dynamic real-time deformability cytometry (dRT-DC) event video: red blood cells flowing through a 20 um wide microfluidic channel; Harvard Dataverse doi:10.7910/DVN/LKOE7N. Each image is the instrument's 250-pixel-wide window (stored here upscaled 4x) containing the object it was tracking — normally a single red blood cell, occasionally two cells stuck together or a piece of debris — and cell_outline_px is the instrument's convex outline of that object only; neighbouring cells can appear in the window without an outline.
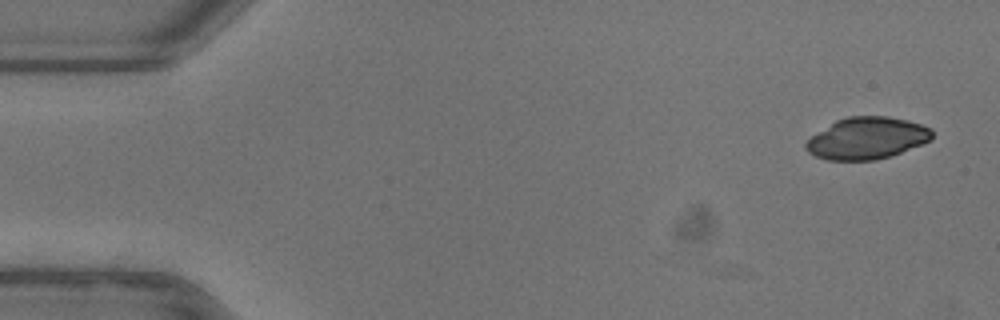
{"species": "common noctule bat (a hibernating species)", "species_latin": "Nyctalus noctula", "temperature_condition": "warm", "stored_images_in_passage": 10, "camera_frame_rate_fps": 3000, "um_per_image_px": 0.085, "animal": {"sex": "female"}, "frame": {"image": 1, "passage_image": 1, "time_ms": 0.0, "image_size_px": [1000, 320], "cell_outline_px": [[932, 140], [900, 152], [876, 160], [828, 160], [816, 156], [808, 152], [804, 148], [804, 144], [812, 136], [836, 120], [848, 116], [888, 116], [908, 120], [932, 128]], "centroid_in_image_um": [73.69, 11.74], "position_along_channel_um": 11.3, "area_um2": 30.63}}